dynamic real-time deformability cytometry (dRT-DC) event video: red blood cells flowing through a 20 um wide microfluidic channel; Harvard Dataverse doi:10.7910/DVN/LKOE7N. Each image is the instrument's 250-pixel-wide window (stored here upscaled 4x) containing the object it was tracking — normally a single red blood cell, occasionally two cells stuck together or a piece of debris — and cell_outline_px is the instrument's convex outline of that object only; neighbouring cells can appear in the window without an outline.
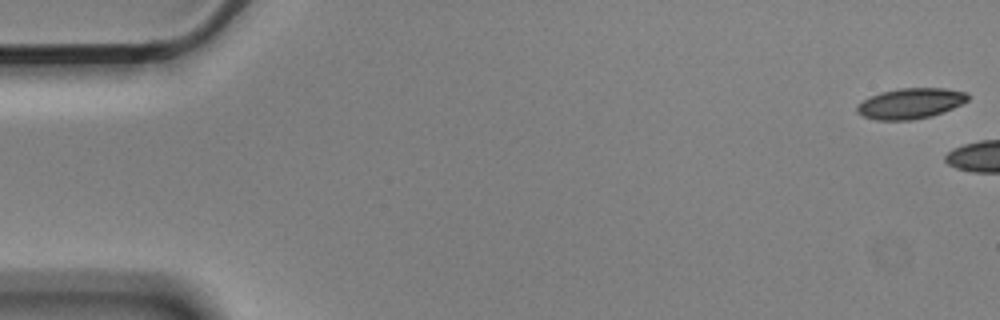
{"species": "Egyptian fruit bat (a non-hibernating species)", "species_latin": "Rousettus aegyptiacus", "temperature_condition": "cold", "stored_images_in_passage": 5, "camera_frame_rate_fps": 3000, "um_per_image_px": 0.085, "animal": {"sex": "male"}, "frame": {"image": 1, "passage_image": 1, "time_ms": 0.0, "image_size_px": [1000, 320], "cell_outline_px": [[968, 100], [952, 108], [932, 116], [912, 120], [876, 120], [864, 116], [856, 112], [856, 108], [864, 100], [880, 92], [900, 88], [944, 88], [968, 92]], "centroid_in_image_um": [77.4, 8.79], "position_along_channel_um": 7.6, "area_um2": 19.59}}
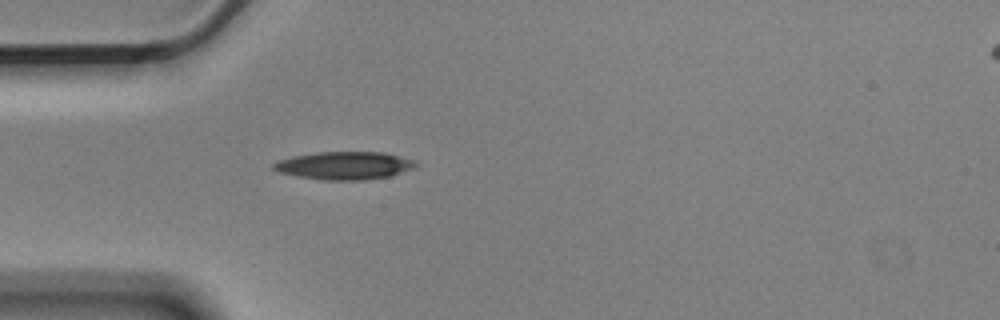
{"frame": {"image": 2, "passage_image": 5, "time_ms": 1.333, "image_size_px": [1000, 320], "cell_outline_px": [[416, 168], [392, 176], [364, 180], [320, 180], [296, 176], [280, 172], [272, 168], [272, 164], [280, 160], [292, 156], [316, 152], [384, 152], [412, 160], [416, 164]], "centroid_in_image_um": [29.27, 14.08], "position_along_channel_um": 55.7, "area_um2": 23.18}}